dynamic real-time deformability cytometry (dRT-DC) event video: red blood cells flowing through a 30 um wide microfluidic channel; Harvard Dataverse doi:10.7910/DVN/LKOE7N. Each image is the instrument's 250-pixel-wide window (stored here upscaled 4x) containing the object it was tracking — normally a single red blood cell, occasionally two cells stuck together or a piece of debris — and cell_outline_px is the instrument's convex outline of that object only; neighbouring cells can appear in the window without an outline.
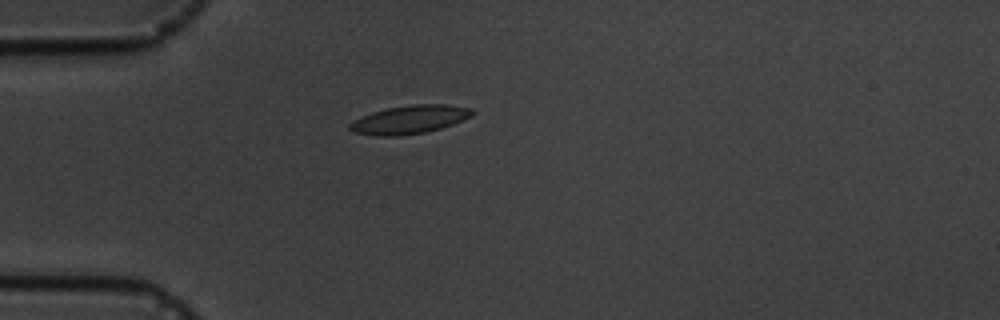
{"species": "common noctule bat (a hibernating species)", "species_latin": "Nyctalus noctula", "temperature_condition": "cold", "stored_images_in_passage": 2, "camera_frame_rate_fps": 3000, "um_per_image_px": 0.085, "animal": {"sex": "male", "body_mass_g": 19.5, "forearm_length_mm": 54.6}, "frame": {"image": 1, "passage_image": 1, "time_ms": 0.0, "image_size_px": [1000, 320], "cell_outline_px": [[476, 112], [472, 116], [452, 124], [440, 128], [424, 132], [396, 136], [380, 136], [352, 132], [348, 128], [348, 124], [360, 116], [372, 112], [388, 108], [412, 104], [448, 104], [472, 108]], "centroid_in_image_um": [34.81, 10.15], "position_along_channel_um": 50.2, "area_um2": 20.29}}